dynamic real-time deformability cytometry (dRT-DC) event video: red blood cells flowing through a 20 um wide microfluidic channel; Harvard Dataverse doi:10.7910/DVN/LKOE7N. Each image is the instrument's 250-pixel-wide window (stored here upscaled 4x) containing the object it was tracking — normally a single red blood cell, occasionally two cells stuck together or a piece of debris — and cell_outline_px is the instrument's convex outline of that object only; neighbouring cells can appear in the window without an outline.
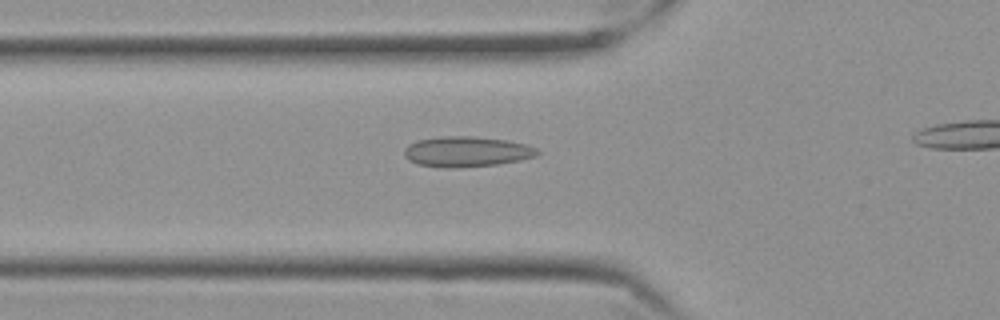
{"species": "Egyptian fruit bat (a non-hibernating species)", "species_latin": "Rousettus aegyptiacus", "temperature_condition": "cold", "stored_images_in_passage": 43, "camera_frame_rate_fps": 3000, "um_per_image_px": 0.085, "frame": {"image": 1, "passage_image": 13, "time_ms": 4.0, "image_size_px": [1000, 320], "cell_outline_px": [[540, 152], [536, 156], [520, 160], [496, 164], [456, 168], [448, 168], [420, 164], [408, 160], [404, 156], [404, 148], [408, 144], [416, 140], [440, 136], [472, 136], [508, 140], [528, 144], [536, 148]], "centroid_in_image_um": [39.66, 12.88], "position_along_channel_um": 86.1, "area_um2": 23.7}}
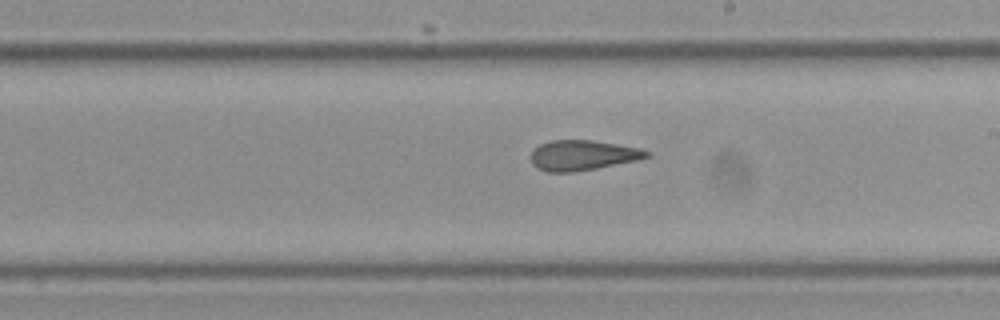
{"frame": {"image": 2, "passage_image": 26, "time_ms": 8.333, "image_size_px": [1000, 320], "cell_outline_px": [[652, 156], [640, 160], [596, 168], [572, 172], [548, 172], [536, 168], [532, 160], [532, 148], [548, 140], [592, 140], [640, 148], [652, 152]], "centroid_in_image_um": [49.56, 13.19], "position_along_channel_um": 239.4, "area_um2": 20.52}}
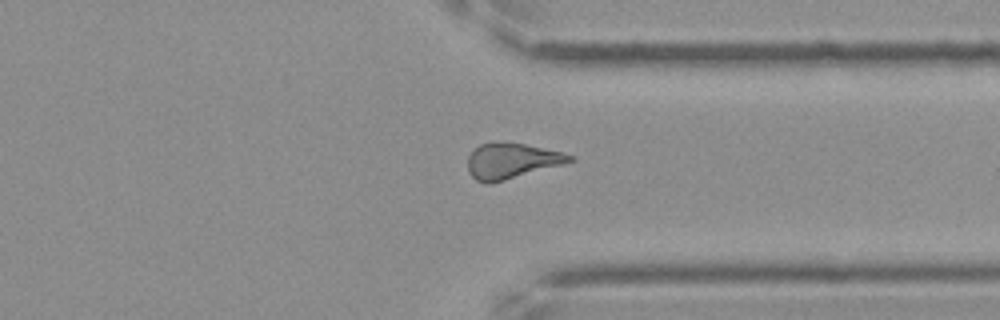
{"frame": {"image": 3, "passage_image": 37, "time_ms": 12.0, "image_size_px": [1000, 320], "cell_outline_px": [[576, 160], [564, 164], [504, 180], [488, 184], [484, 184], [476, 180], [468, 172], [468, 156], [472, 148], [480, 144], [492, 140], [496, 140], [524, 144], [564, 152], [576, 156]], "centroid_in_image_um": [43.47, 13.64], "position_along_channel_um": 367.9, "area_um2": 21.62}, "authors_computed_cell_mechanics": {"area_um2": 21.097, "velocity_mm_per_s": 3.5106, "shape_relaxation_time_tau1_ms": null, "shape_relaxation_time_tau2_ms": 2.3429, "deformation_change_tau1": null, "deformation_change_tau2": 0.1061}}